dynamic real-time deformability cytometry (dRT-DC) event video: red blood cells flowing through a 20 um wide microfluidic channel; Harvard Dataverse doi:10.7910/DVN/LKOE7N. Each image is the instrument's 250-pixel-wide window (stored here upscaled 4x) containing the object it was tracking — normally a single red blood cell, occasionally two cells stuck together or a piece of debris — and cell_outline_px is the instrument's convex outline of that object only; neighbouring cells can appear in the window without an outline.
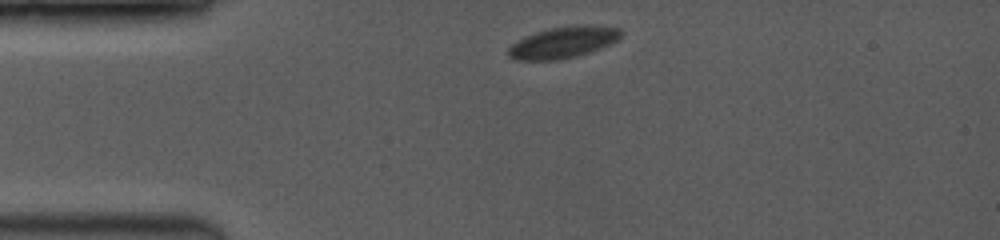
{"species": "common noctule bat (a hibernating species)", "species_latin": "Nyctalus noctula", "temperature_condition": "room temperature", "stored_images_in_passage": 5, "camera_frame_rate_fps": 3500, "um_per_image_px": 0.085, "animal": {"sex": "female", "body_mass_g": 19.0, "forearm_length_mm": 53.3}, "frame": {"image": 1, "passage_image": 1, "time_ms": 0.0, "image_size_px": [1000, 240], "cell_outline_px": [[620, 36], [616, 40], [600, 48], [576, 56], [560, 60], [516, 60], [508, 56], [508, 48], [512, 44], [524, 36], [536, 32], [552, 28], [616, 28], [620, 32]], "centroid_in_image_um": [47.71, 3.68], "position_along_channel_um": 37.3, "area_um2": 19.31}}
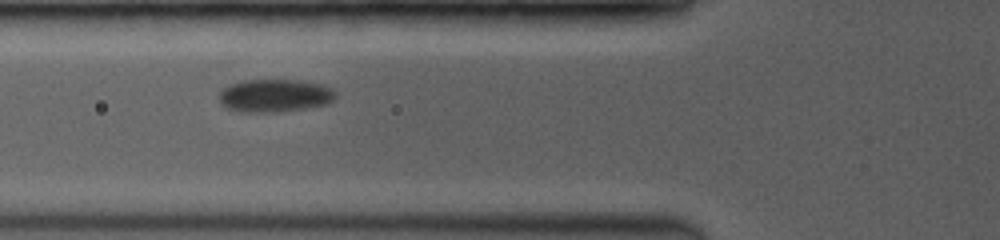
{"frame": {"image": 2, "passage_image": 4, "time_ms": 2.571, "image_size_px": [1000, 240], "cell_outline_px": [[336, 96], [328, 104], [304, 108], [276, 112], [240, 112], [228, 108], [220, 104], [220, 92], [228, 84], [244, 80], [300, 80], [320, 84], [332, 88], [336, 92]], "centroid_in_image_um": [23.35, 8.12], "position_along_channel_um": 102.5, "area_um2": 22.37}}
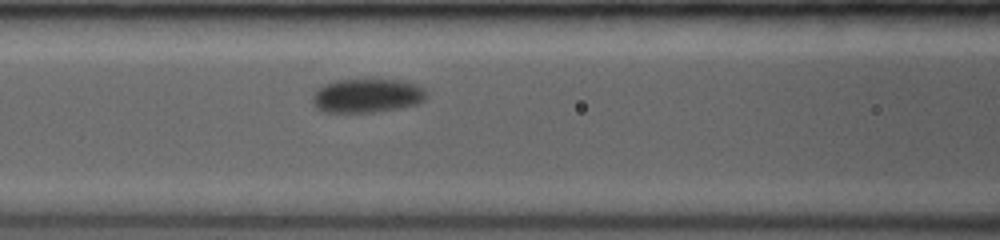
{"frame": {"image": 3, "passage_image": 5, "time_ms": 3.429, "image_size_px": [1000, 240], "cell_outline_px": [[428, 96], [420, 104], [400, 108], [372, 112], [320, 112], [312, 104], [312, 92], [324, 84], [336, 80], [396, 80], [416, 84], [424, 88], [428, 92]], "centroid_in_image_um": [31.19, 8.14], "position_along_channel_um": 135.4, "area_um2": 22.83}}